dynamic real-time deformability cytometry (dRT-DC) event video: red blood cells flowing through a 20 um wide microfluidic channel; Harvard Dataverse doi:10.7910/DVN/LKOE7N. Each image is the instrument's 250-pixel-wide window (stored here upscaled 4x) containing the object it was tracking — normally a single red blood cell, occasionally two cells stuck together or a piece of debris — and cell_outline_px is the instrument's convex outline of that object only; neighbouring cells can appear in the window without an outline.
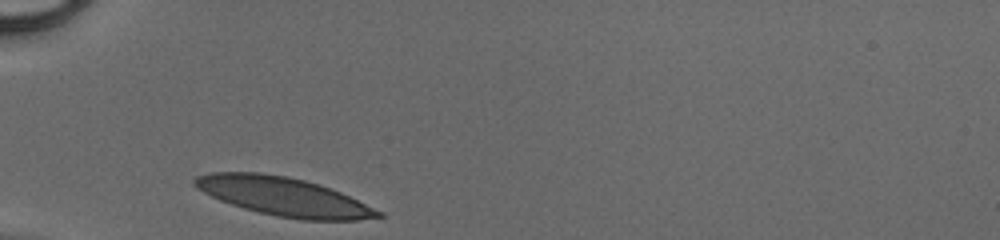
{"species": "human", "species_latin": "Homo sapiens", "temperature_condition": "cold", "stored_images_in_passage": 25, "camera_frame_rate_fps": 3000, "um_per_image_px": 0.085, "donor": {"sex": "male"}, "frame": {"image": 1, "passage_image": 1, "time_ms": 0.0, "image_size_px": [1000, 240], "cell_outline_px": [[384, 216], [356, 220], [300, 220], [276, 216], [244, 208], [220, 200], [196, 188], [192, 184], [192, 180], [196, 176], [208, 172], [260, 172], [288, 176], [304, 180], [340, 192], [384, 212]], "centroid_in_image_um": [24.08, 16.7], "position_along_channel_um": 60.9, "area_um2": 41.1}}
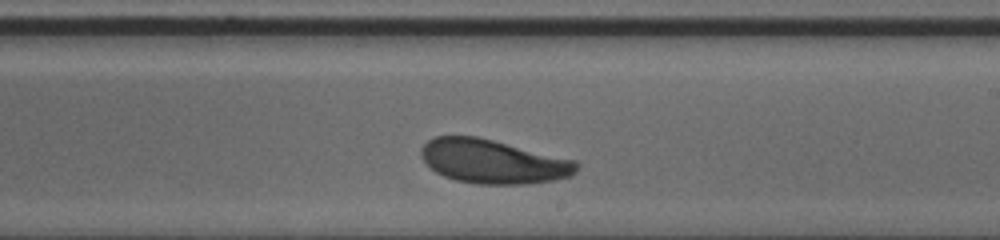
{"frame": {"image": 2, "passage_image": 15, "time_ms": 4.667, "image_size_px": [1000, 240], "cell_outline_px": [[580, 164], [576, 172], [572, 176], [556, 180], [528, 184], [476, 184], [456, 180], [444, 176], [436, 172], [420, 156], [420, 148], [432, 136], [476, 136], [576, 160]], "centroid_in_image_um": [41.93, 13.73], "position_along_channel_um": 247.1, "area_um2": 40.0}}
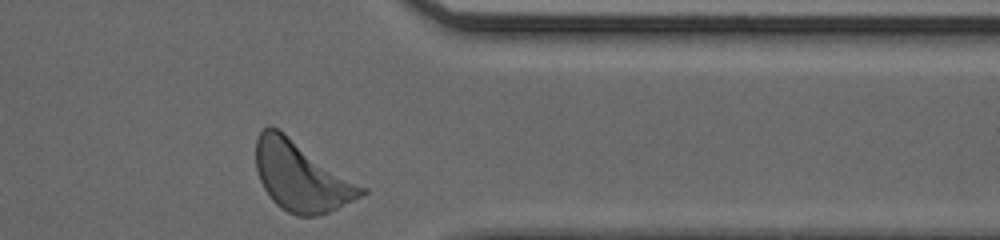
{"frame": {"image": 3, "passage_image": 25, "time_ms": 8.0, "image_size_px": [1000, 240], "cell_outline_px": [[368, 192], [328, 212], [316, 216], [296, 216], [280, 208], [272, 200], [264, 188], [260, 180], [256, 168], [256, 140], [260, 132], [268, 124], [276, 128], [368, 188]], "centroid_in_image_um": [25.6, 15.0], "position_along_channel_um": 385.8, "area_um2": 42.37}}